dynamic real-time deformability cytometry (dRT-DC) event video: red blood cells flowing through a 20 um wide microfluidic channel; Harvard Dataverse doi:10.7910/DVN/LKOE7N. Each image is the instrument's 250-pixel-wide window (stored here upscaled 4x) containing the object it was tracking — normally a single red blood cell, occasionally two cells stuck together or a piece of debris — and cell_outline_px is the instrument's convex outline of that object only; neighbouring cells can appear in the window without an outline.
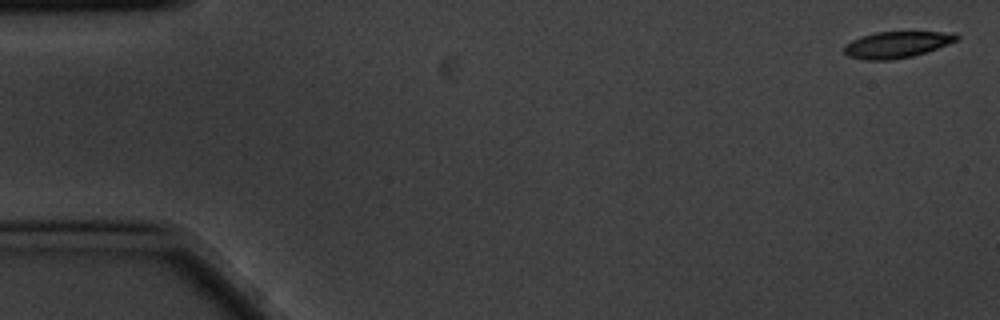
{"species": "common noctule bat (a hibernating species)", "species_latin": "Nyctalus noctula", "temperature_condition": "cold", "stored_images_in_passage": 11, "camera_frame_rate_fps": 3000, "um_per_image_px": 0.085, "animal": {"sex": "male", "body_mass_g": 20.1, "forearm_length_mm": 53.5}, "frame": {"image": 1, "passage_image": 1, "time_ms": 0.0, "image_size_px": [1000, 320], "cell_outline_px": [[960, 40], [912, 56], [892, 60], [864, 60], [848, 56], [844, 52], [844, 44], [860, 36], [876, 32], [956, 32], [960, 36]], "centroid_in_image_um": [76.23, 3.79], "position_along_channel_um": 8.8, "area_um2": 17.4}}
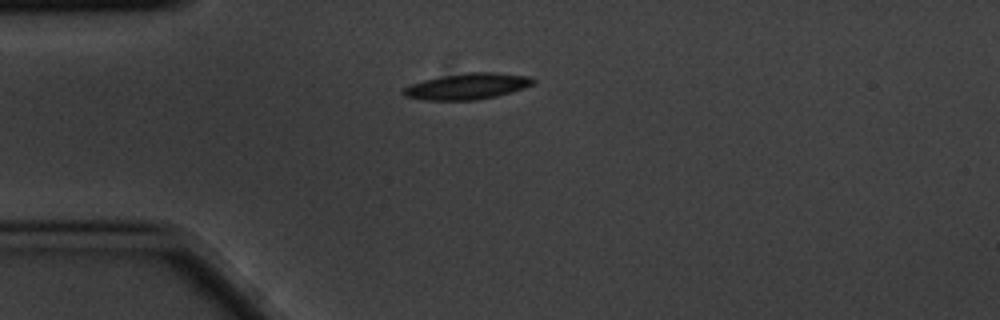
{"frame": {"image": 2, "passage_image": 4, "time_ms": 1.0, "image_size_px": [1000, 320], "cell_outline_px": [[536, 80], [532, 84], [524, 88], [496, 96], [476, 100], [424, 100], [404, 96], [400, 92], [404, 88], [412, 84], [424, 80], [464, 72], [496, 72], [532, 76]], "centroid_in_image_um": [39.74, 7.33], "position_along_channel_um": 45.3, "area_um2": 19.77}}
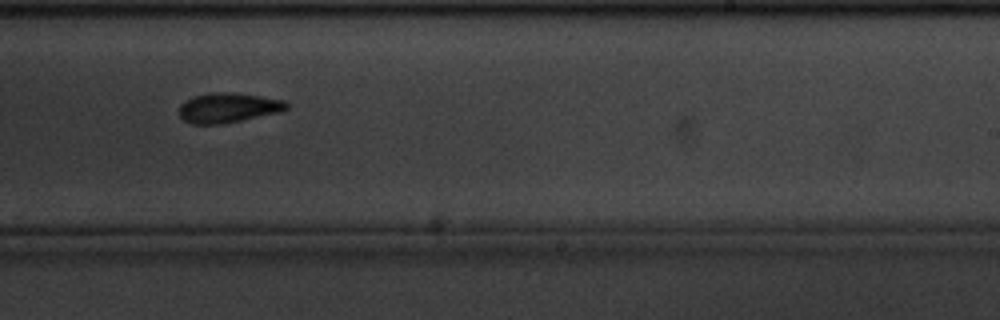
{"frame": {"image": 3, "passage_image": 10, "time_ms": 3.0, "image_size_px": [1000, 320], "cell_outline_px": [[288, 108], [284, 112], [220, 124], [192, 124], [184, 120], [180, 116], [180, 104], [184, 100], [192, 96], [212, 92], [236, 92], [284, 100], [288, 104]], "centroid_in_image_um": [19.41, 9.15], "position_along_channel_um": 269.6, "area_um2": 18.9}}